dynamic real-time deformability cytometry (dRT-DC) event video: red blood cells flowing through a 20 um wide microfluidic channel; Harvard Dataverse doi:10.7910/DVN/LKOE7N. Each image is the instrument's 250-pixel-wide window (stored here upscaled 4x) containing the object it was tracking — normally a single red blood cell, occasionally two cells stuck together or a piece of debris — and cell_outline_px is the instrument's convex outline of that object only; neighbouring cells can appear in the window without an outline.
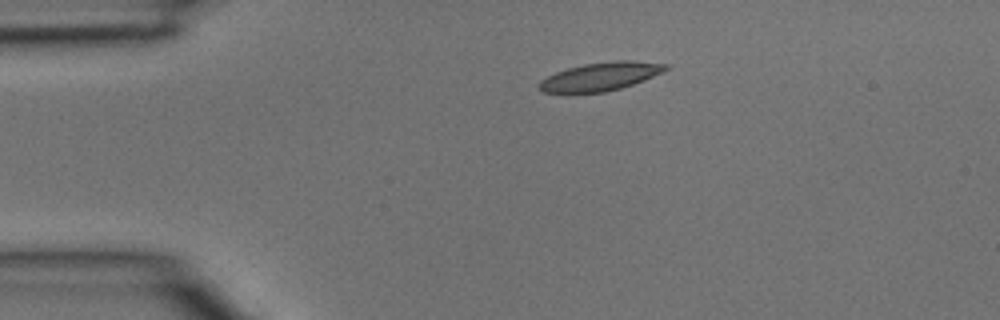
{"species": "common noctule bat (a hibernating species)", "species_latin": "Nyctalus noctula", "temperature_condition": "room temperature", "stored_images_in_passage": 2, "camera_frame_rate_fps": 3000, "um_per_image_px": 0.085, "animal": {"sex": "male", "body_mass_g": 15.6}, "frame": {"image": 1, "passage_image": 1, "time_ms": 0.0, "image_size_px": [1000, 320], "cell_outline_px": [[672, 68], [664, 72], [644, 80], [620, 88], [604, 92], [544, 92], [536, 84], [540, 80], [556, 72], [568, 68], [584, 64], [616, 60], [632, 60], [668, 64]], "centroid_in_image_um": [51.1, 6.48], "position_along_channel_um": 33.9, "area_um2": 20.81}}